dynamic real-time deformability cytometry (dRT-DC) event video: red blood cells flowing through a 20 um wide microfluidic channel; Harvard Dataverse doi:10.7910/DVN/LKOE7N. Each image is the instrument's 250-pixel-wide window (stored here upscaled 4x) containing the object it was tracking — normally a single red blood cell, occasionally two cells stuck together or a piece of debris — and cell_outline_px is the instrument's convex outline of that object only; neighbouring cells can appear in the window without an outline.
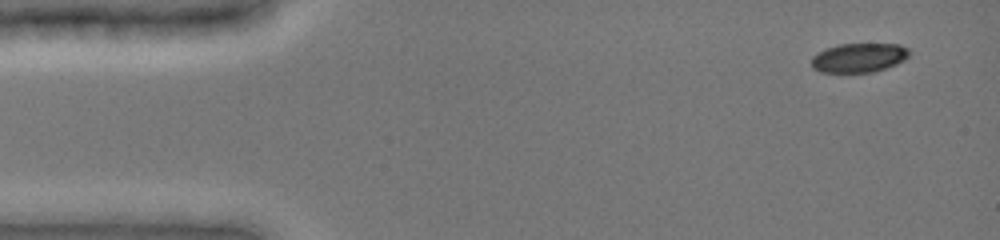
{"species": "common noctule bat (a hibernating species)", "species_latin": "Nyctalus noctula", "temperature_condition": "cold", "stored_images_in_passage": 4, "camera_frame_rate_fps": 3000, "um_per_image_px": 0.085, "animal": {"sex": "female", "body_mass_g": 19.0, "forearm_length_mm": 51.5}, "frame": {"image": 1, "passage_image": 1, "time_ms": 0.0, "image_size_px": [1000, 240], "cell_outline_px": [[912, 52], [904, 60], [896, 64], [872, 72], [820, 72], [812, 68], [812, 56], [824, 48], [840, 44], [900, 44], [908, 48]], "centroid_in_image_um": [73.0, 4.89], "position_along_channel_um": 12.0, "area_um2": 16.7}}